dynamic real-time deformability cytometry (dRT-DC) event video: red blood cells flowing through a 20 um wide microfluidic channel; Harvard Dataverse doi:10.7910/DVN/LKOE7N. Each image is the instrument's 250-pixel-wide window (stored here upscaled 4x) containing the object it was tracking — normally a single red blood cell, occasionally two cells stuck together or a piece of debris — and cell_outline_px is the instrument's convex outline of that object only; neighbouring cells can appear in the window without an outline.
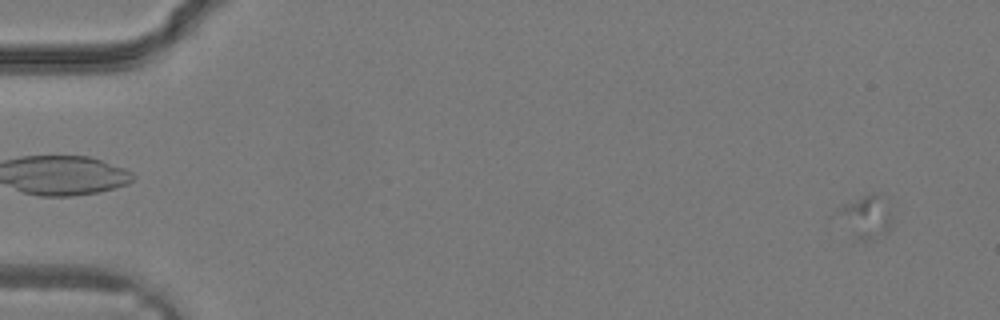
{"species": "common noctule bat (a hibernating species)", "species_latin": "Nyctalus noctula", "temperature_condition": "warm", "stored_images_in_passage": 13, "camera_frame_rate_fps": 3000, "um_per_image_px": 0.085, "animal": {"sex": "male", "body_mass_g": 19.2, "forearm_length_mm": 51.8}, "frame": {"image": 1, "passage_image": 3, "time_ms": 0.667, "image_size_px": [1000, 320], "cell_outline_px": [[892, 224], [888, 232], [872, 240], [856, 240], [840, 212], [840, 204], [872, 192], [876, 192], [880, 196], [892, 220]], "centroid_in_image_um": [73.66, 18.42], "position_along_channel_um": 11.3, "area_um2": 12.77}}
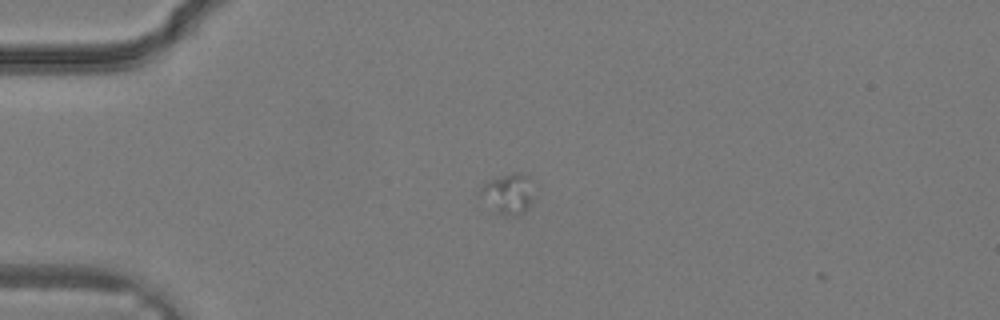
{"frame": {"image": 2, "passage_image": 10, "time_ms": 3.0, "image_size_px": [1000, 320], "cell_outline_px": [[532, 200], [528, 208], [524, 212], [516, 216], [500, 216], [476, 196], [476, 192], [488, 180], [512, 172], [520, 172], [532, 176]], "centroid_in_image_um": [43.15, 16.47], "position_along_channel_um": 41.8, "area_um2": 13.35}}